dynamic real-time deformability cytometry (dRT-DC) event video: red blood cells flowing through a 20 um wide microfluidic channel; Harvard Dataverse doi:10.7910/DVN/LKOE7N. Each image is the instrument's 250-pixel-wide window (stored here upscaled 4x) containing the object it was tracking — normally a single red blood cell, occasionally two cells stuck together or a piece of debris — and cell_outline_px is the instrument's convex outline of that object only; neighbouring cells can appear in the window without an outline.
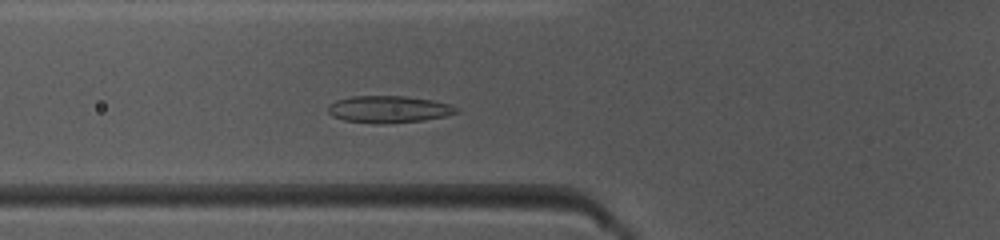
{"species": "common noctule bat (a hibernating species)", "species_latin": "Nyctalus noctula", "temperature_condition": "warm", "stored_images_in_passage": 37, "camera_frame_rate_fps": 3000, "um_per_image_px": 0.085, "animal": {"sex": "female", "body_mass_g": 10.0, "forearm_length_mm": 53.1}, "frame": {"image": 1, "passage_image": 4, "time_ms": 1.0, "image_size_px": [1000, 240], "cell_outline_px": [[460, 112], [444, 116], [424, 120], [380, 124], [376, 124], [344, 120], [332, 116], [328, 112], [328, 104], [336, 100], [352, 96], [404, 96], [432, 100], [448, 104], [460, 108]], "centroid_in_image_um": [33.03, 9.29], "position_along_channel_um": 92.8, "area_um2": 20.23}}
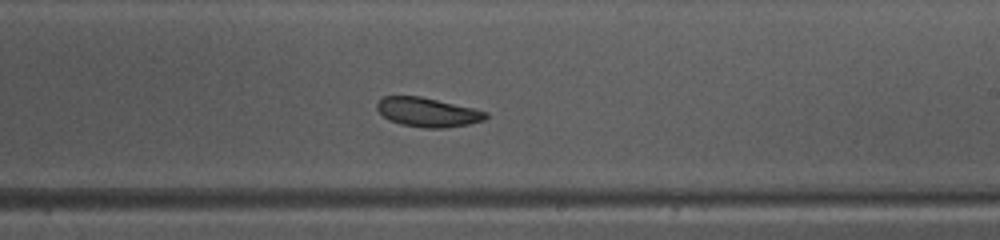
{"frame": {"image": 2, "passage_image": 16, "time_ms": 5.0, "image_size_px": [1000, 240], "cell_outline_px": [[488, 116], [484, 120], [468, 124], [444, 128], [424, 128], [400, 124], [388, 120], [376, 108], [376, 104], [384, 96], [420, 96], [472, 108], [488, 112]], "centroid_in_image_um": [36.33, 9.54], "position_along_channel_um": 252.7, "area_um2": 18.38}}
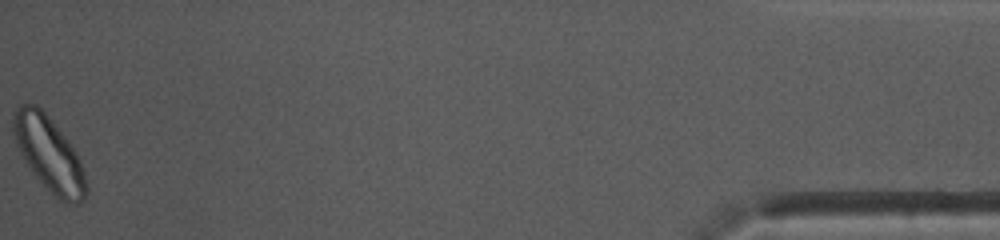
{"frame": {"image": 3, "passage_image": 36, "time_ms": 11.667, "image_size_px": [1000, 240], "cell_outline_px": [[88, 192], [84, 200], [80, 204], [68, 204], [60, 200], [32, 172], [20, 152], [16, 144], [12, 132], [12, 112], [20, 104], [36, 104], [44, 112], [68, 140], [76, 152], [80, 160], [84, 172], [88, 188]], "centroid_in_image_um": [4.17, 13.08], "position_along_channel_um": 431.0, "area_um2": 31.5}, "authors_computed_cell_mechanics": {"area_um2": 19.8832, "velocity_mm_per_s": 3.9879, "shape_relaxation_time_tau1_ms": 2.7568, "shape_relaxation_time_tau2_ms": null, "deformation_change_tau1": 0.1113, "deformation_change_tau2": null}}